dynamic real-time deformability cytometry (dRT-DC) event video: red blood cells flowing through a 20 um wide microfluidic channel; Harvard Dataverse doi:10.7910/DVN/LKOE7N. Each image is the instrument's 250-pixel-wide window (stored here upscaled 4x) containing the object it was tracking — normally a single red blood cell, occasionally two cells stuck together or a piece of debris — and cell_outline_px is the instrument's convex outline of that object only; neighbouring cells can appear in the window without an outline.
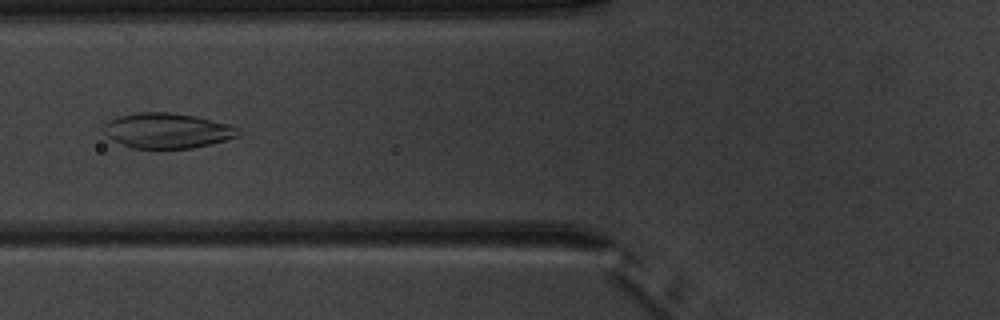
{"species": "common noctule bat (a hibernating species)", "species_latin": "Nyctalus noctula", "temperature_condition": "warm", "stored_images_in_passage": 7, "camera_frame_rate_fps": 3000, "um_per_image_px": 0.085, "animal": {"sex": "male", "body_mass_g": 20.1, "forearm_length_mm": 53.5}, "frame": {"image": 1, "passage_image": 5, "time_ms": 4.667, "image_size_px": [1000, 320], "cell_outline_px": [[244, 132], [240, 136], [192, 148], [132, 148], [112, 140], [104, 136], [104, 124], [108, 120], [120, 116], [136, 112], [172, 112], [196, 116], [228, 124], [240, 128]], "centroid_in_image_um": [14.22, 11.09], "position_along_channel_um": 111.6, "area_um2": 27.8}}
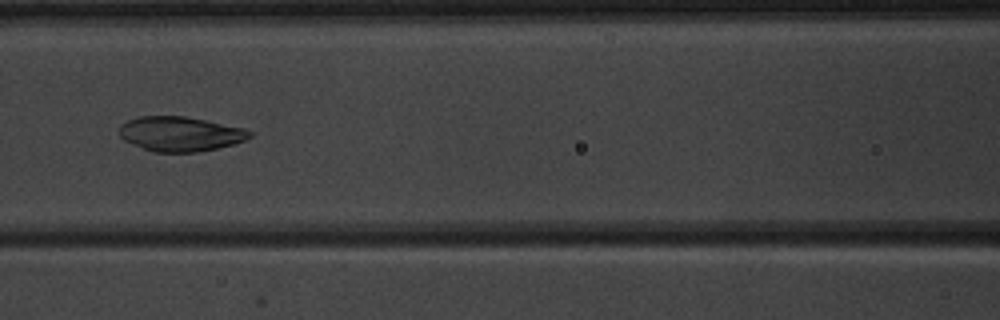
{"frame": {"image": 2, "passage_image": 6, "time_ms": 5.667, "image_size_px": [1000, 320], "cell_outline_px": [[252, 136], [236, 144], [196, 152], [152, 152], [132, 144], [124, 140], [120, 136], [120, 124], [128, 120], [140, 116], [184, 116], [244, 128], [252, 132]], "centroid_in_image_um": [15.31, 11.39], "position_along_channel_um": 151.3, "area_um2": 26.3}}
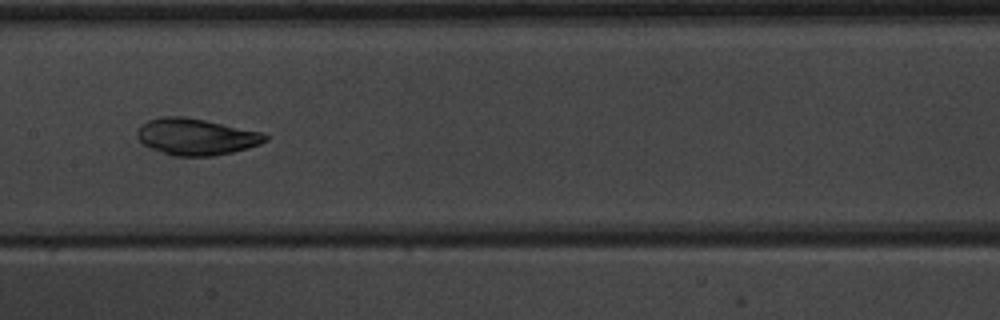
{"frame": {"image": 3, "passage_image": 7, "time_ms": 6.667, "image_size_px": [1000, 320], "cell_outline_px": [[268, 140], [260, 144], [248, 148], [232, 152], [212, 156], [172, 156], [152, 148], [144, 144], [136, 136], [136, 132], [140, 124], [148, 120], [164, 116], [184, 116], [264, 132], [268, 136]], "centroid_in_image_um": [16.68, 11.62], "position_along_channel_um": 190.7, "area_um2": 27.34}}